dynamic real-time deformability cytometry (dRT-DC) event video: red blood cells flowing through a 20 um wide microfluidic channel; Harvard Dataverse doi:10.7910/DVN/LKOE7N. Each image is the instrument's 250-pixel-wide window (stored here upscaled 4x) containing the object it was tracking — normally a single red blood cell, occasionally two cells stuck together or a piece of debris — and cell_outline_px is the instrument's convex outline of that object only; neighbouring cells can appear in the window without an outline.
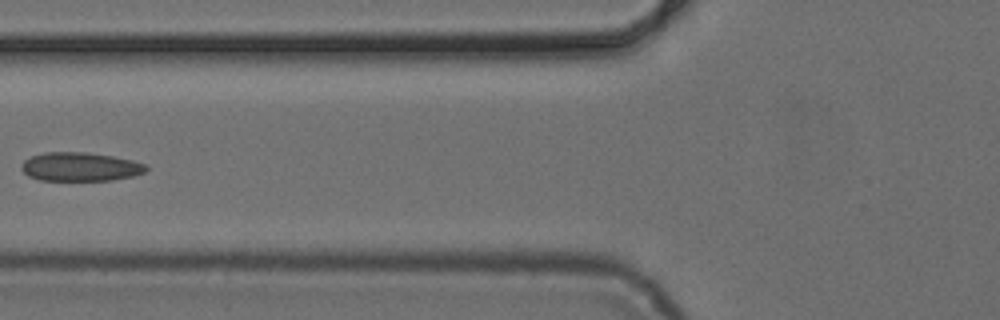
{"species": "common noctule bat (a hibernating species)", "species_latin": "Nyctalus noctula", "temperature_condition": "cold", "stored_images_in_passage": 5, "camera_frame_rate_fps": 3000, "um_per_image_px": 0.085, "animal": {"sex": "female", "body_mass_g": 24.6, "forearm_length_mm": 56.2}, "frame": {"image": 1, "passage_image": 5, "time_ms": 5.0, "image_size_px": [1000, 320], "cell_outline_px": [[148, 168], [144, 172], [132, 176], [112, 180], [40, 180], [28, 176], [20, 168], [20, 164], [24, 160], [32, 156], [44, 152], [84, 152], [112, 156], [132, 160], [148, 164]], "centroid_in_image_um": [6.81, 14.17], "position_along_channel_um": 119.0, "area_um2": 20.92}}